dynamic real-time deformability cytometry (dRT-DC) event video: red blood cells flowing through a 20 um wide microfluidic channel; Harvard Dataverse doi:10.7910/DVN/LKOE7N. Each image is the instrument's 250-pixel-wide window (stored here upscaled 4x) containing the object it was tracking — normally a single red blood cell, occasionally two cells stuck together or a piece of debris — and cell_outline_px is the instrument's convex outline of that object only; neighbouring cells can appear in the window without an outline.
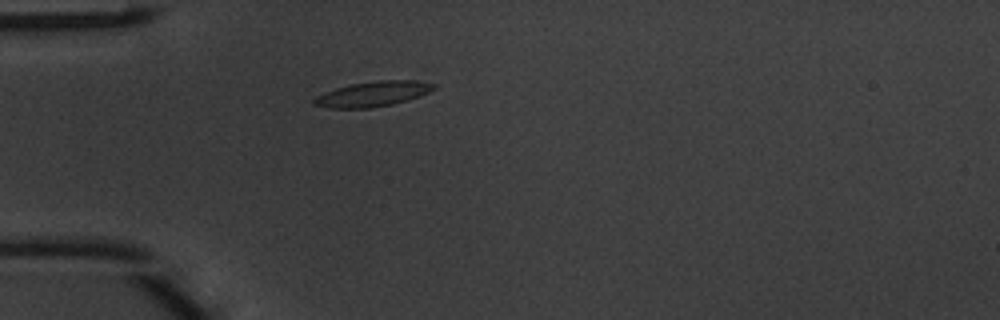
{"species": "common noctule bat (a hibernating species)", "species_latin": "Nyctalus noctula", "temperature_condition": "warm", "stored_images_in_passage": 37, "camera_frame_rate_fps": 3000, "um_per_image_px": 0.085, "animal": {"sex": "male", "body_mass_g": 20.1, "forearm_length_mm": 53.5}, "frame": {"image": 1, "passage_image": 2, "time_ms": 0.333, "image_size_px": [1000, 320], "cell_outline_px": [[436, 88], [428, 92], [392, 104], [368, 108], [328, 108], [312, 104], [312, 100], [316, 96], [324, 92], [336, 88], [352, 84], [376, 80], [416, 80], [436, 84]], "centroid_in_image_um": [31.64, 7.98], "position_along_channel_um": 53.4, "area_um2": 17.34}}
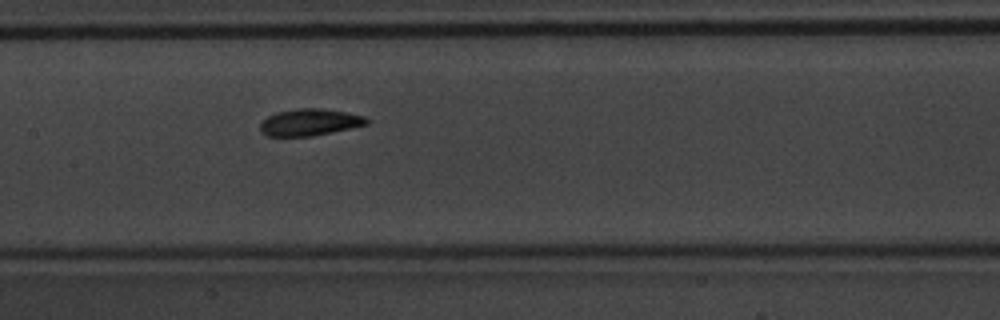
{"frame": {"image": 2, "passage_image": 12, "time_ms": 3.667, "image_size_px": [1000, 320], "cell_outline_px": [[368, 124], [332, 132], [312, 136], [264, 136], [260, 132], [260, 124], [268, 116], [276, 112], [296, 108], [320, 108], [344, 112], [364, 116], [368, 120]], "centroid_in_image_um": [26.28, 10.39], "position_along_channel_um": 181.1, "area_um2": 16.59}}
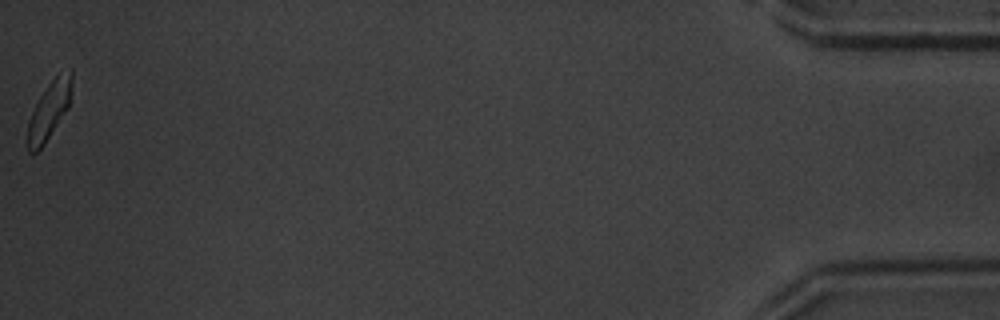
{"frame": {"image": 3, "passage_image": 37, "time_ms": 12.0, "image_size_px": [1000, 320], "cell_outline_px": [[72, 84], [68, 108], [44, 144], [36, 152], [28, 152], [24, 140], [28, 120], [40, 96], [48, 84], [56, 76], [72, 68]], "centroid_in_image_um": [4.13, 9.44], "position_along_channel_um": 431.1, "area_um2": 14.91}, "authors_computed_cell_mechanics": {"area_um2": 16.3574, "velocity_mm_per_s": 4.1133, "shape_relaxation_time_tau1_ms": 2.7067, "shape_relaxation_time_tau2_ms": 2.2343, "deformation_change_tau1": 0.1277, "deformation_change_tau2": 0.0676}}